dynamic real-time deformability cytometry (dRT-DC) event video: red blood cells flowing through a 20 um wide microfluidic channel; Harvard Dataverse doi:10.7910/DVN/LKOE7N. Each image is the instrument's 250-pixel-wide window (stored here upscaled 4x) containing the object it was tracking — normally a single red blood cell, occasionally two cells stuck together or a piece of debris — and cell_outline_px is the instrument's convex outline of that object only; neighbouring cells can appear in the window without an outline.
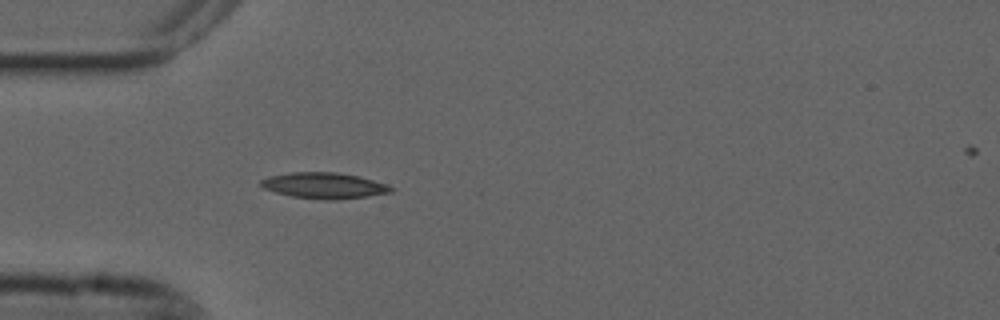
{"species": "common noctule bat (a hibernating species)", "species_latin": "Nyctalus noctula", "temperature_condition": "cold", "stored_images_in_passage": 40, "camera_frame_rate_fps": 3000, "um_per_image_px": 0.085, "animal": {"sex": "male", "forearm_length_mm": 52.5}, "frame": {"image": 1, "passage_image": 1, "time_ms": 0.0, "image_size_px": [1000, 320], "cell_outline_px": [[392, 192], [368, 196], [336, 200], [324, 200], [292, 196], [276, 192], [264, 188], [260, 184], [260, 180], [268, 176], [292, 172], [336, 172], [356, 176], [388, 184], [392, 188]], "centroid_in_image_um": [27.53, 15.77], "position_along_channel_um": 57.5, "area_um2": 19.54}}
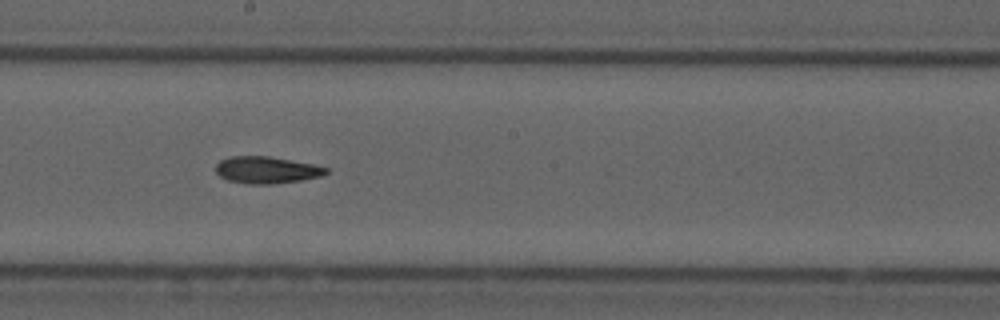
{"frame": {"image": 2, "passage_image": 15, "time_ms": 4.667, "image_size_px": [1000, 320], "cell_outline_px": [[328, 172], [320, 176], [300, 180], [272, 184], [248, 184], [228, 180], [220, 176], [216, 172], [216, 164], [220, 160], [232, 156], [268, 156], [312, 164], [328, 168]], "centroid_in_image_um": [22.63, 14.45], "position_along_channel_um": 225.6, "area_um2": 17.11}}
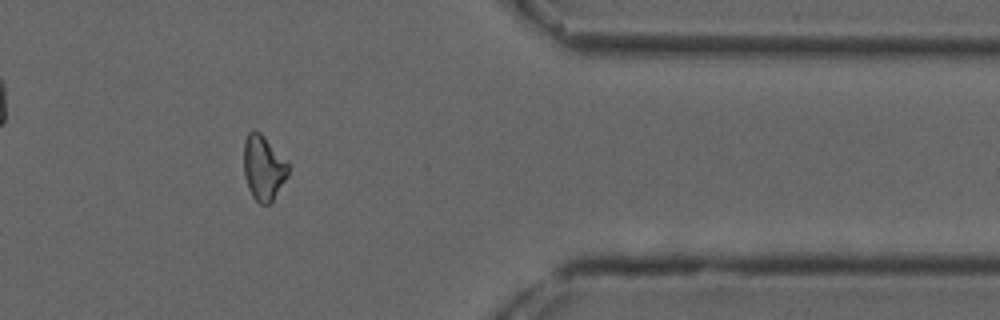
{"frame": {"image": 3, "passage_image": 30, "time_ms": 9.667, "image_size_px": [1000, 320], "cell_outline_px": [[288, 176], [272, 200], [268, 204], [260, 204], [252, 196], [248, 188], [244, 172], [244, 140], [248, 132], [252, 128], [260, 132], [264, 136], [288, 164]], "centroid_in_image_um": [22.36, 14.24], "position_along_channel_um": 389.0, "area_um2": 16.59}}